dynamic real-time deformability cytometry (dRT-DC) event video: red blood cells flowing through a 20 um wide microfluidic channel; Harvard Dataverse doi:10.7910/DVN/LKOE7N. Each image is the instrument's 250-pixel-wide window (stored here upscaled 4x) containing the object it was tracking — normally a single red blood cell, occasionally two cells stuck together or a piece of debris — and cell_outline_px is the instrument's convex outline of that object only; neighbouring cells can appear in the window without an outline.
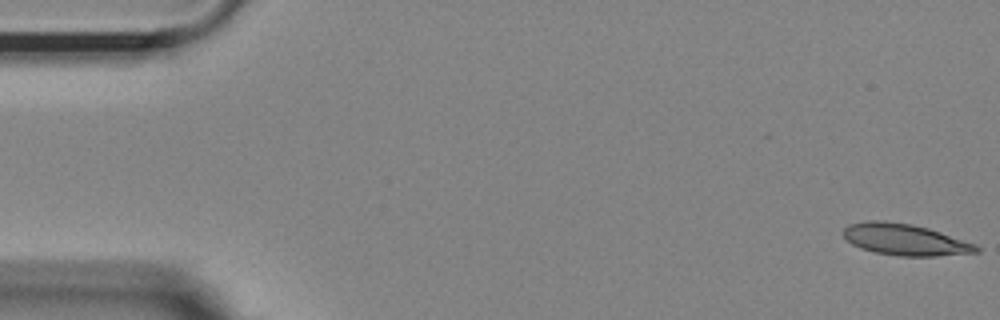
{"species": "Egyptian fruit bat (a non-hibernating species)", "species_latin": "Rousettus aegyptiacus", "temperature_condition": "room temperature", "stored_images_in_passage": 53, "camera_frame_rate_fps": 3000, "um_per_image_px": 0.085, "animal": {"sex": "female"}, "frame": {"image": 1, "passage_image": 1, "time_ms": 0.0, "image_size_px": [1000, 320], "cell_outline_px": [[980, 252], [936, 256], [896, 256], [876, 252], [860, 248], [852, 244], [840, 232], [848, 224], [868, 220], [884, 220], [912, 224], [928, 228], [976, 244], [980, 248]], "centroid_in_image_um": [76.9, 20.36], "position_along_channel_um": 8.1, "area_um2": 24.51}}
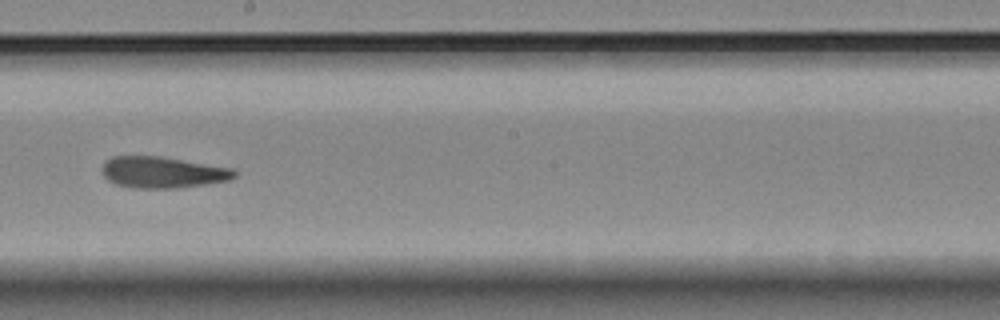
{"frame": {"image": 2, "passage_image": 30, "time_ms": 9.667, "image_size_px": [1000, 320], "cell_outline_px": [[236, 176], [228, 180], [180, 188], [132, 188], [116, 184], [108, 180], [104, 176], [100, 168], [104, 160], [112, 156], [160, 156], [232, 168], [236, 172]], "centroid_in_image_um": [13.76, 14.64], "position_along_channel_um": 234.4, "area_um2": 24.28}}
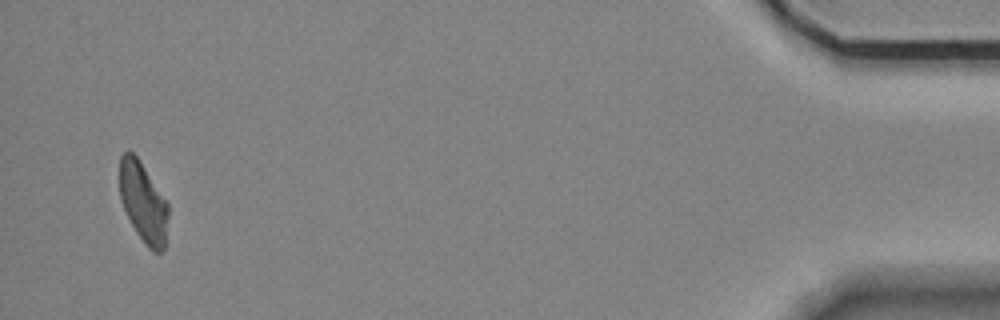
{"frame": {"image": 3, "passage_image": 52, "time_ms": 17.0, "image_size_px": [1000, 320], "cell_outline_px": [[168, 216], [164, 248], [160, 252], [152, 252], [148, 248], [136, 232], [120, 200], [120, 156], [124, 152], [132, 152], [136, 156], [168, 204]], "centroid_in_image_um": [12.17, 17.23], "position_along_channel_um": 423.0, "area_um2": 22.2}}